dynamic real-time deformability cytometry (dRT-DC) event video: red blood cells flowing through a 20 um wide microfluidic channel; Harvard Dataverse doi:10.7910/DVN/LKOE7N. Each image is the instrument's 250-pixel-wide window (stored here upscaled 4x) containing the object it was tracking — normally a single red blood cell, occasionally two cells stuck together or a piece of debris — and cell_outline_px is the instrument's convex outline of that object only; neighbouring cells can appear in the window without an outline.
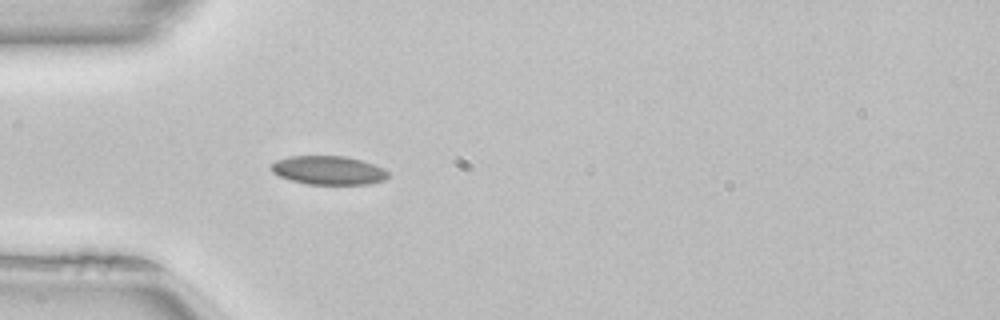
{"species": "common noctule bat (a hibernating species)", "species_latin": "Nyctalus noctula", "temperature_condition": "room temperature", "stored_images_in_passage": 36, "camera_frame_rate_fps": 3000, "um_per_image_px": 0.085, "animal": {"sex": "female", "body_mass_g": 22.7, "forearm_length_mm": 54.2}, "frame": {"image": 1, "passage_image": 1, "time_ms": 0.0, "image_size_px": [1000, 320], "cell_outline_px": [[388, 176], [384, 180], [368, 184], [308, 184], [292, 180], [280, 176], [272, 172], [268, 168], [268, 164], [276, 160], [288, 156], [344, 156], [360, 160], [372, 164], [388, 172]], "centroid_in_image_um": [27.83, 14.47], "position_along_channel_um": 57.2, "area_um2": 19.48}}
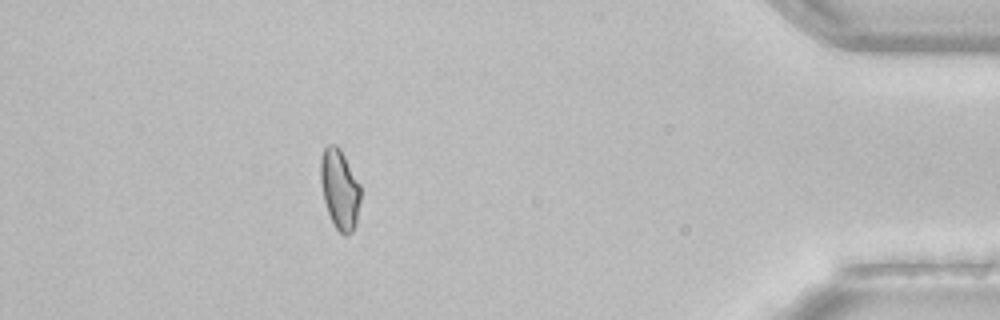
{"frame": {"image": 2, "passage_image": 31, "time_ms": 10.0, "image_size_px": [1000, 320], "cell_outline_px": [[360, 200], [356, 224], [352, 232], [348, 236], [344, 236], [336, 228], [328, 212], [324, 200], [320, 180], [320, 160], [324, 148], [328, 144], [336, 144], [340, 148], [360, 184]], "centroid_in_image_um": [28.87, 16.08], "position_along_channel_um": 406.3, "area_um2": 18.67}, "authors_computed_cell_mechanics": {"area_um2": 18.7272, "velocity_mm_per_s": 4.0583, "shape_relaxation_time_tau1_ms": null, "shape_relaxation_time_tau2_ms": 3.0153, "deformation_change_tau1": null, "deformation_change_tau2": 0.0673}}